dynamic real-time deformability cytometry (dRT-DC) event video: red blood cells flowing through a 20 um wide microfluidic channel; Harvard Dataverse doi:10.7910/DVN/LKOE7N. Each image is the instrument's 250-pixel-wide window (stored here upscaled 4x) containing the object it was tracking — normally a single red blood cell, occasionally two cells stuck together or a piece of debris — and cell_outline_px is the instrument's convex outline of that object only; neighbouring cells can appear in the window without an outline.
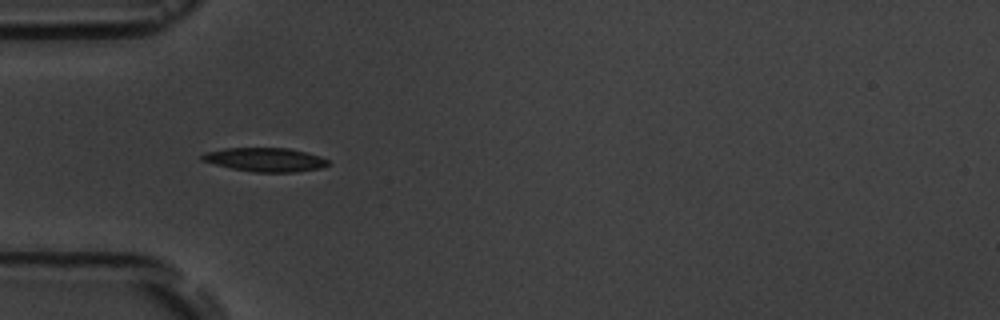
{"species": "common noctule bat (a hibernating species)", "species_latin": "Nyctalus noctula", "temperature_condition": "room temperature", "stored_images_in_passage": 5, "camera_frame_rate_fps": 3000, "um_per_image_px": 0.085, "animal": {"sex": "male", "body_mass_g": 19.5, "forearm_length_mm": 54.6}, "frame": {"image": 1, "passage_image": 4, "time_ms": 4.333, "image_size_px": [1000, 320], "cell_outline_px": [[328, 164], [320, 168], [296, 172], [256, 172], [232, 168], [200, 160], [200, 156], [204, 152], [224, 148], [288, 148], [320, 156], [328, 160]], "centroid_in_image_um": [22.51, 13.56], "position_along_channel_um": 62.5, "area_um2": 17.34}}
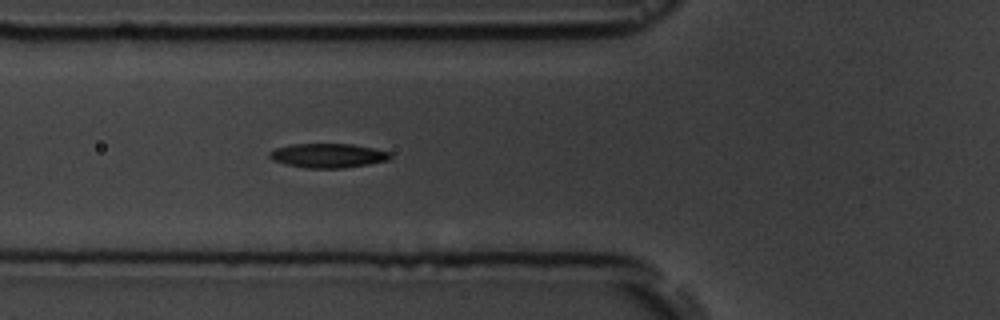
{"frame": {"image": 2, "passage_image": 5, "time_ms": 5.333, "image_size_px": [1000, 320], "cell_outline_px": [[392, 156], [388, 160], [368, 164], [344, 168], [304, 168], [284, 164], [272, 160], [268, 156], [268, 152], [276, 148], [292, 144], [352, 144], [392, 152]], "centroid_in_image_um": [27.86, 13.23], "position_along_channel_um": 97.9, "area_um2": 17.17}}